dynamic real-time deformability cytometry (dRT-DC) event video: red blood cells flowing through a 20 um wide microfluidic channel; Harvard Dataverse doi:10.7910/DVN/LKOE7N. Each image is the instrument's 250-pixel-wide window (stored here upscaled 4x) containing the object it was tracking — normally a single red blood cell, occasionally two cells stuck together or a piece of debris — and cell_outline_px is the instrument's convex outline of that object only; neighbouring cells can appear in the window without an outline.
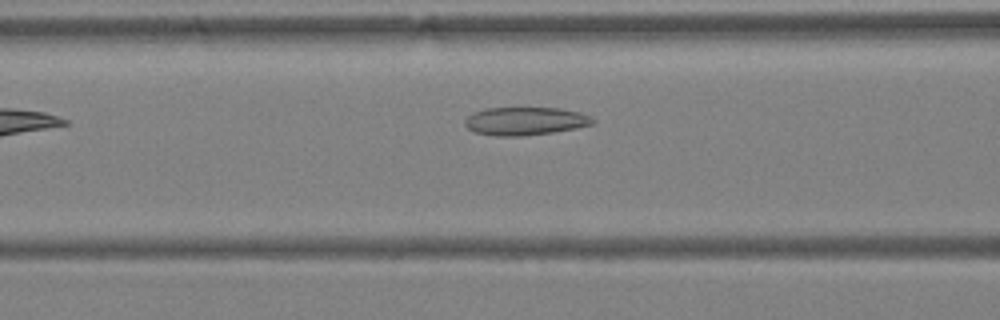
{"species": "Egyptian fruit bat (a non-hibernating species)", "species_latin": "Rousettus aegyptiacus", "temperature_condition": "warm", "stored_images_in_passage": 10, "camera_frame_rate_fps": 3000, "um_per_image_px": 0.085, "animal": {"sex": "female"}, "frame": {"image": 1, "passage_image": 4, "time_ms": 1.0, "image_size_px": [1000, 320], "cell_outline_px": [[596, 120], [592, 124], [576, 128], [552, 132], [520, 136], [496, 136], [476, 132], [468, 128], [464, 124], [464, 120], [472, 112], [484, 108], [560, 108], [580, 112]], "centroid_in_image_um": [44.61, 10.28], "position_along_channel_um": 122.0, "area_um2": 20.87}}
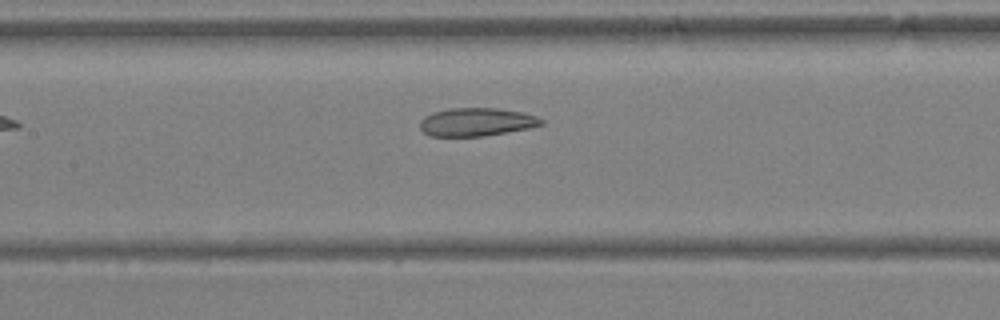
{"frame": {"image": 2, "passage_image": 7, "time_ms": 2.0, "image_size_px": [1000, 320], "cell_outline_px": [[544, 124], [528, 128], [484, 136], [432, 136], [424, 132], [420, 128], [420, 120], [424, 116], [432, 112], [448, 108], [496, 108], [520, 112], [536, 116], [544, 120]], "centroid_in_image_um": [40.47, 10.36], "position_along_channel_um": 166.9, "area_um2": 19.88}}